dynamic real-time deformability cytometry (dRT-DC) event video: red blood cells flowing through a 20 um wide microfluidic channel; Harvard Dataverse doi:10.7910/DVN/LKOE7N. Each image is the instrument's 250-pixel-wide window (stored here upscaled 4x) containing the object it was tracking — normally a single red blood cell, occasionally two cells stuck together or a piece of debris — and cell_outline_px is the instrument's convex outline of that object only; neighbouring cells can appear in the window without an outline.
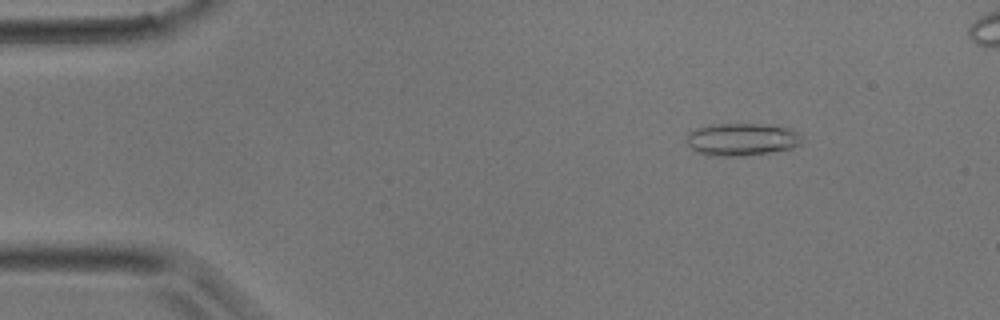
{"species": "common noctule bat (a hibernating species)", "species_latin": "Nyctalus noctula", "temperature_condition": "room temperature", "stored_images_in_passage": 4, "camera_frame_rate_fps": 3000, "um_per_image_px": 0.085, "animal": {"sex": "male", "body_mass_g": 17.9}, "frame": {"image": 1, "passage_image": 1, "time_ms": 0.0, "image_size_px": [1000, 320], "cell_outline_px": [[800, 144], [792, 148], [744, 156], [712, 156], [696, 152], [688, 144], [688, 132], [696, 128], [712, 124], [760, 124], [788, 128], [796, 132], [800, 136]], "centroid_in_image_um": [63.01, 11.85], "position_along_channel_um": 22.0, "area_um2": 21.62}}
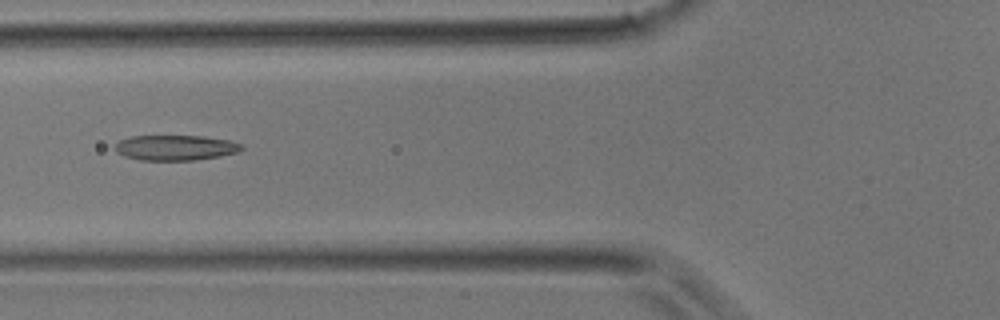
{"frame": {"image": 2, "passage_image": 4, "time_ms": 3.333, "image_size_px": [1000, 320], "cell_outline_px": [[244, 148], [236, 152], [220, 156], [196, 160], [140, 160], [124, 156], [116, 152], [116, 144], [120, 140], [132, 136], [204, 136], [228, 140], [244, 144]], "centroid_in_image_um": [14.93, 12.55], "position_along_channel_um": 110.9, "area_um2": 18.61}}